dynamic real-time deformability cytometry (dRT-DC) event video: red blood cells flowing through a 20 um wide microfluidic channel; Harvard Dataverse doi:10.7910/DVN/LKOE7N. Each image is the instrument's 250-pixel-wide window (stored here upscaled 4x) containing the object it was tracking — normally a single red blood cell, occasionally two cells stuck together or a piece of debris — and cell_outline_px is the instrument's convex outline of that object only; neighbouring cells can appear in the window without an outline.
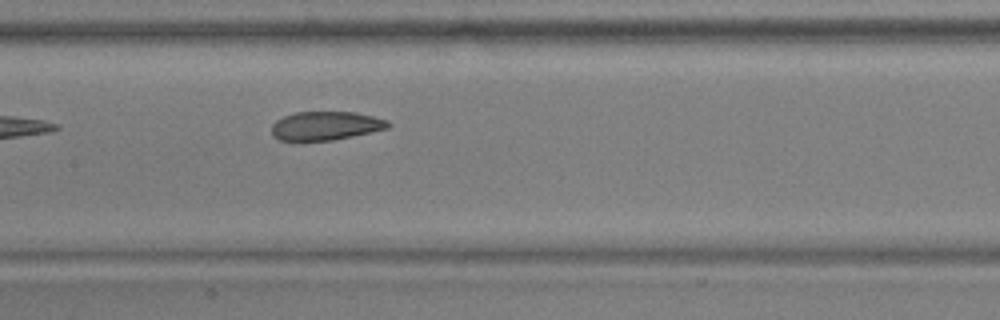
{"species": "common noctule bat (a hibernating species)", "species_latin": "Nyctalus noctula", "temperature_condition": "warm", "stored_images_in_passage": 6, "segment_of_instrument_passage": [1, 2], "camera_frame_rate_fps": 3000, "um_per_image_px": 0.085, "animal": {"sex": "male", "body_mass_g": 17.9, "forearm_length_mm": 54.2}, "frame": {"image": 1, "passage_image": 5, "time_ms": 1.333, "image_size_px": [1000, 320], "cell_outline_px": [[392, 124], [388, 128], [352, 136], [332, 140], [280, 140], [272, 136], [272, 124], [276, 120], [284, 116], [296, 112], [356, 112], [388, 120]], "centroid_in_image_um": [27.68, 10.68], "position_along_channel_um": 179.7, "area_um2": 19.36}}